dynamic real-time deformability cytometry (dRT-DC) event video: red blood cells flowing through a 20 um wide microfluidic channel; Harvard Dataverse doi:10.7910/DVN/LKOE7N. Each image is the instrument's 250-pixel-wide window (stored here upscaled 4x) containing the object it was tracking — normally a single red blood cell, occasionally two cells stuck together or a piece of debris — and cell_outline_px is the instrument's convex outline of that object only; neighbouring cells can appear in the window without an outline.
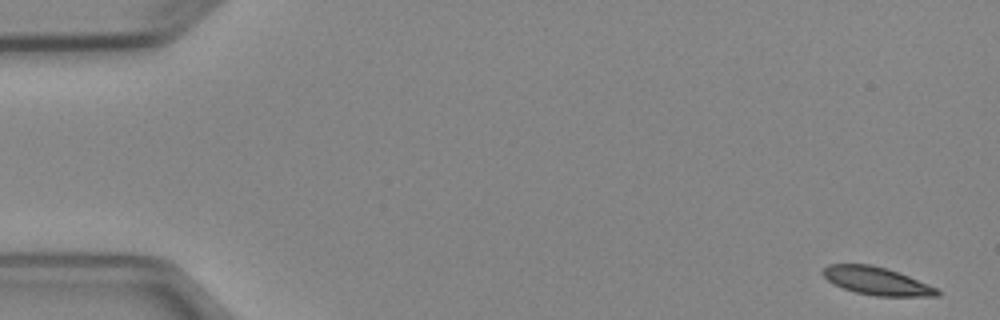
{"species": "Egyptian fruit bat (a non-hibernating species)", "species_latin": "Rousettus aegyptiacus", "temperature_condition": "cold", "stored_images_in_passage": 6, "camera_frame_rate_fps": 3000, "um_per_image_px": 0.085, "animal": {"sex": "female"}, "frame": {"image": 1, "passage_image": 1, "time_ms": 0.0, "image_size_px": [1000, 320], "cell_outline_px": [[940, 296], [876, 296], [856, 292], [844, 288], [828, 280], [820, 272], [828, 264], [872, 264], [888, 268], [900, 272], [928, 284], [936, 288], [940, 292]], "centroid_in_image_um": [74.53, 23.87], "position_along_channel_um": 10.5, "area_um2": 18.55}}
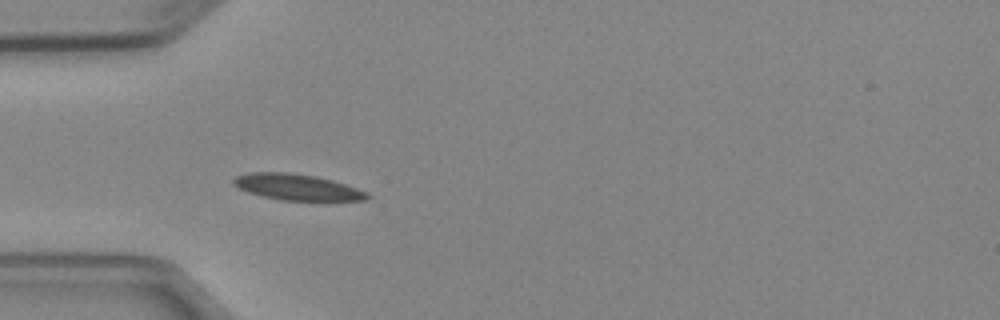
{"frame": {"image": 2, "passage_image": 5, "time_ms": 4.667, "image_size_px": [1000, 320], "cell_outline_px": [[372, 196], [368, 200], [280, 200], [248, 192], [232, 184], [232, 180], [236, 176], [248, 172], [288, 172], [316, 176], [332, 180], [368, 192]], "centroid_in_image_um": [25.25, 15.9], "position_along_channel_um": 59.7, "area_um2": 20.23}}
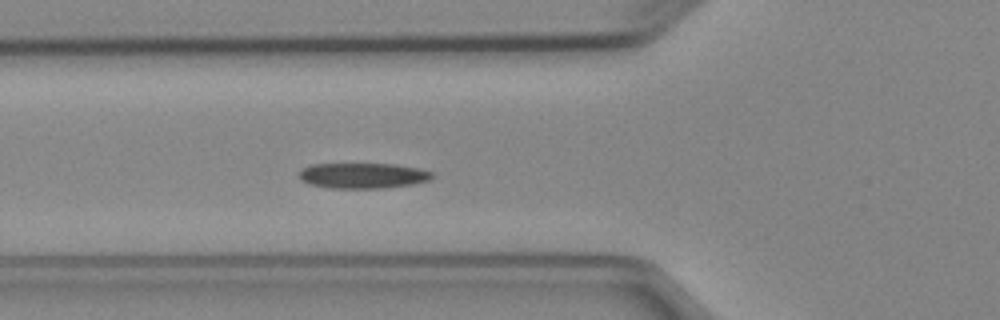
{"frame": {"image": 3, "passage_image": 6, "time_ms": 5.667, "image_size_px": [1000, 320], "cell_outline_px": [[436, 176], [428, 180], [412, 184], [384, 188], [328, 188], [308, 184], [300, 180], [296, 172], [300, 168], [312, 164], [396, 164], [420, 168], [432, 172]], "centroid_in_image_um": [30.79, 14.92], "position_along_channel_um": 95.0, "area_um2": 20.11}}